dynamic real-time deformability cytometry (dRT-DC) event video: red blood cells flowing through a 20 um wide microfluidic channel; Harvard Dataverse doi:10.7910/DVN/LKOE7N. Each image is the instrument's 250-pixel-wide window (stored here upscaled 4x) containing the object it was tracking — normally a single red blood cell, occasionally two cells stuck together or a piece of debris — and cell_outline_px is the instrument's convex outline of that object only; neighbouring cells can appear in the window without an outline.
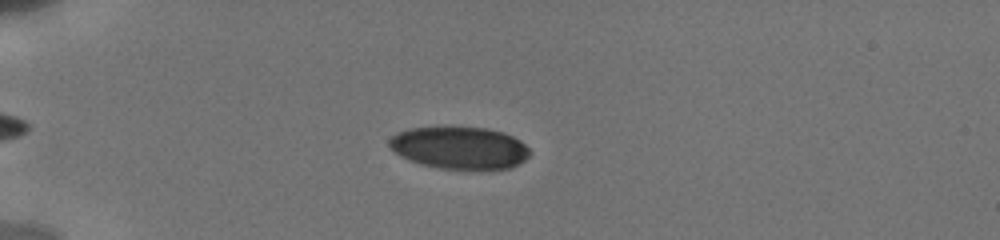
{"species": "human", "species_latin": "Homo sapiens", "temperature_condition": "cold", "stored_images_in_passage": 19, "camera_frame_rate_fps": 3000, "um_per_image_px": 0.085, "donor": {"sex": "male"}, "frame": {"image": 1, "passage_image": 11, "time_ms": 4.0, "image_size_px": [1000, 240], "cell_outline_px": [[532, 152], [524, 160], [508, 168], [472, 172], [440, 168], [420, 164], [408, 160], [400, 156], [388, 144], [388, 140], [396, 132], [408, 128], [444, 124], [488, 128], [504, 132], [520, 140]], "centroid_in_image_um": [39.04, 12.55], "position_along_channel_um": 46.0, "area_um2": 36.3}}
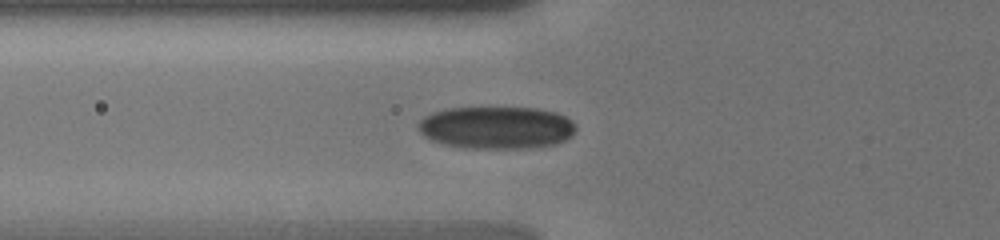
{"frame": {"image": 2, "passage_image": 16, "time_ms": 6.0, "image_size_px": [1000, 240], "cell_outline_px": [[576, 128], [572, 136], [556, 144], [524, 148], [468, 148], [444, 144], [432, 140], [424, 136], [420, 132], [416, 124], [424, 116], [432, 112], [448, 108], [540, 108], [556, 112], [572, 120], [576, 124]], "centroid_in_image_um": [42.2, 10.84], "position_along_channel_um": 83.6, "area_um2": 39.13}}
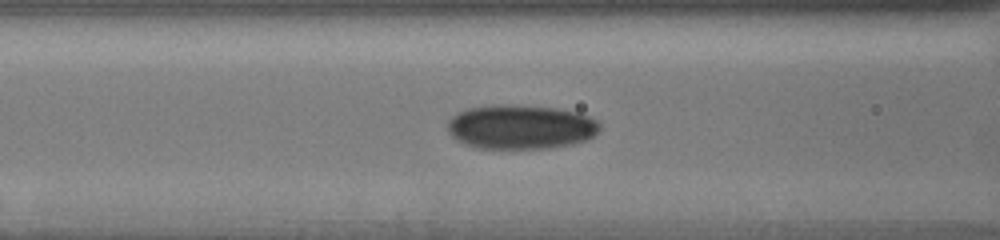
{"frame": {"image": 3, "passage_image": 18, "time_ms": 7.0, "image_size_px": [1000, 240], "cell_outline_px": [[600, 128], [592, 136], [584, 140], [572, 144], [548, 148], [476, 148], [464, 144], [456, 140], [448, 132], [448, 120], [456, 112], [468, 108], [492, 104], [508, 104], [556, 108], [576, 112], [600, 120]], "centroid_in_image_um": [44.22, 10.78], "position_along_channel_um": 122.4, "area_um2": 39.54}}